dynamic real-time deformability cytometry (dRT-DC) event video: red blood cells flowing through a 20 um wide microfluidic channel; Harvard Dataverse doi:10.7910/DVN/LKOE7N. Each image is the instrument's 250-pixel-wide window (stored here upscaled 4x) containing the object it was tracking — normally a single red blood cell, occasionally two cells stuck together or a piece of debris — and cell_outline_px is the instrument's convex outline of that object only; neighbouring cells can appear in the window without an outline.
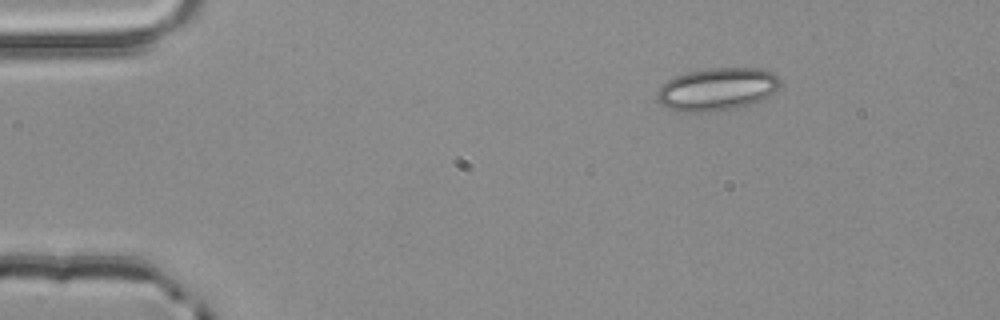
{"species": "common noctule bat (a hibernating species)", "species_latin": "Nyctalus noctula", "temperature_condition": "room temperature", "stored_images_in_passage": 4, "segment_of_instrument_passage": [2, 2], "camera_frame_rate_fps": 3000, "um_per_image_px": 0.085, "animal": {"sex": "male", "body_mass_g": 20.4}, "frame": {"image": 1, "passage_image": 4, "time_ms": 1.0, "image_size_px": [1000, 320], "cell_outline_px": [[780, 84], [776, 92], [760, 100], [728, 112], [680, 112], [668, 108], [660, 104], [656, 100], [656, 92], [660, 84], [676, 76], [688, 72], [704, 68], [764, 68], [772, 72], [780, 80]], "centroid_in_image_um": [60.93, 7.6], "position_along_channel_um": 24.1, "area_um2": 31.39}}